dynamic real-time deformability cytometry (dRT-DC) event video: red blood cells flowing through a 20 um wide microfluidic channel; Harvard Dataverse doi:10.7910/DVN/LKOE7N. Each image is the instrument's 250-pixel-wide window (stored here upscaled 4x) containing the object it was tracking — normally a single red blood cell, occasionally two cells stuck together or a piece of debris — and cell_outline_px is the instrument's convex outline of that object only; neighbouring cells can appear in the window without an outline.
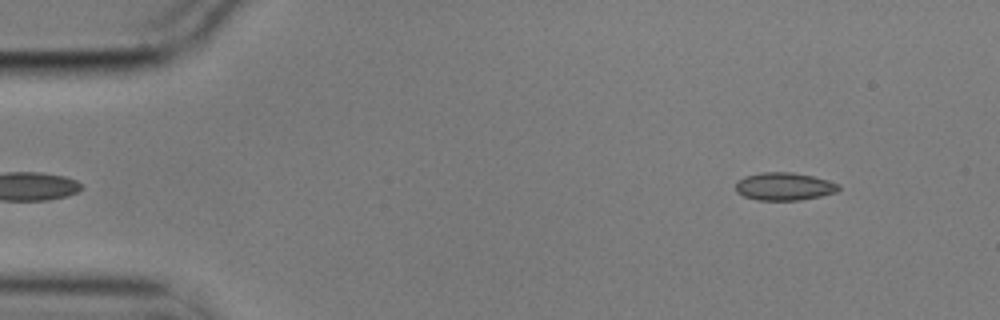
{"species": "common noctule bat (a hibernating species)", "species_latin": "Nyctalus noctula", "temperature_condition": "cold", "stored_images_in_passage": 52, "camera_frame_rate_fps": 3000, "um_per_image_px": 0.085, "animal": {"sex": "male", "body_mass_g": 17.9}, "frame": {"image": 1, "passage_image": 2, "time_ms": 0.333, "image_size_px": [1000, 320], "cell_outline_px": [[840, 188], [836, 192], [820, 196], [800, 200], [756, 200], [744, 196], [736, 192], [736, 180], [744, 176], [760, 172], [792, 172], [812, 176], [828, 180], [840, 184]], "centroid_in_image_um": [66.63, 15.84], "position_along_channel_um": 18.4, "area_um2": 16.82}}
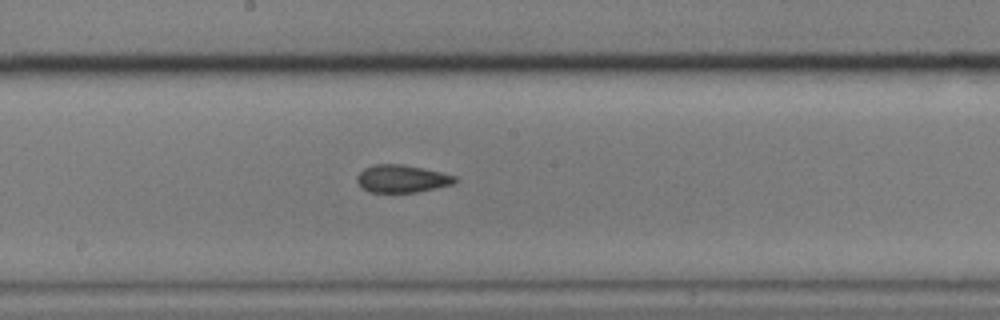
{"frame": {"image": 2, "passage_image": 26, "time_ms": 8.333, "image_size_px": [1000, 320], "cell_outline_px": [[460, 180], [452, 184], [436, 188], [416, 192], [368, 192], [356, 180], [356, 176], [364, 168], [372, 164], [404, 164], [440, 172], [456, 176]], "centroid_in_image_um": [34.17, 15.18], "position_along_channel_um": 214.0, "area_um2": 15.78}}
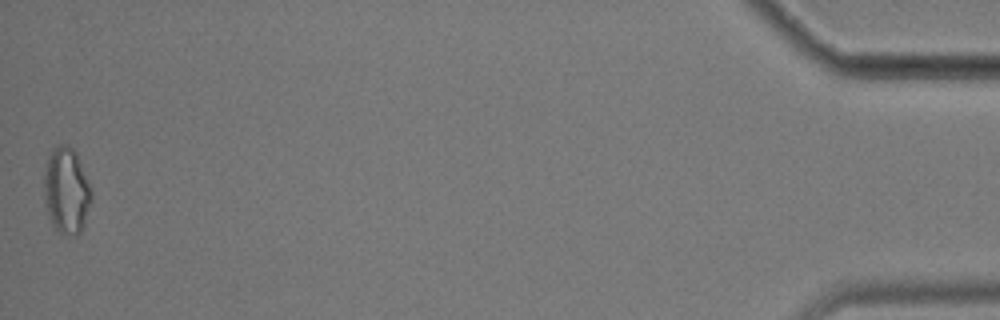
{"frame": {"image": 3, "passage_image": 52, "time_ms": 17.0, "image_size_px": [1000, 320], "cell_outline_px": [[92, 200], [84, 224], [80, 232], [76, 236], [64, 236], [56, 232], [52, 224], [44, 200], [44, 172], [48, 156], [52, 148], [60, 144], [68, 144], [76, 152], [92, 192]], "centroid_in_image_um": [5.64, 16.23], "position_along_channel_um": 429.6, "area_um2": 24.1}, "authors_computed_cell_mechanics": {"area_um2": 16.3285, "velocity_mm_per_s": 3.5531, "shape_relaxation_time_tau1_ms": 4.3804, "shape_relaxation_time_tau2_ms": 3.2985, "deformation_change_tau1": 0.1033, "deformation_change_tau2": 0.0767}}